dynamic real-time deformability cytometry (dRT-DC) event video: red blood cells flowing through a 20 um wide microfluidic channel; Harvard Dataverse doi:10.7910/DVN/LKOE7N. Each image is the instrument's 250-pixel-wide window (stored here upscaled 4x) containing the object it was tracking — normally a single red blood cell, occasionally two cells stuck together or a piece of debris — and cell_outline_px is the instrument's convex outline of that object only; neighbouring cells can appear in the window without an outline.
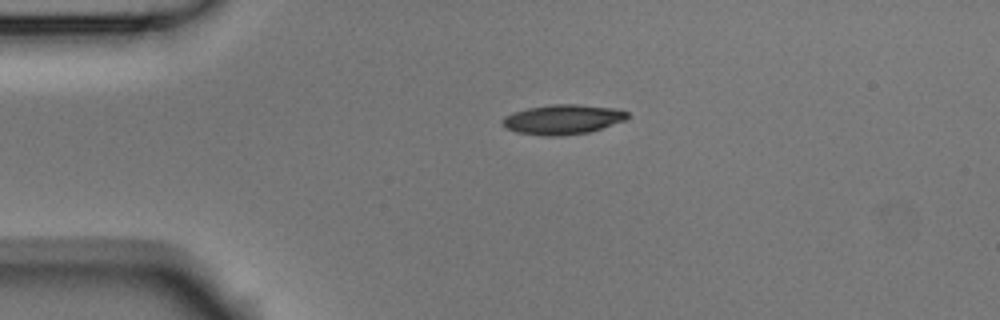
{"species": "Egyptian fruit bat (a non-hibernating species)", "species_latin": "Rousettus aegyptiacus", "temperature_condition": "room temperature", "stored_images_in_passage": 9, "camera_frame_rate_fps": 3000, "um_per_image_px": 0.085, "animal": {"sex": "male"}, "frame": {"image": 1, "passage_image": 9, "time_ms": 2.667, "image_size_px": [1000, 320], "cell_outline_px": [[628, 116], [624, 120], [588, 132], [560, 136], [544, 136], [516, 132], [508, 128], [500, 120], [504, 116], [512, 112], [528, 108], [552, 104], [580, 104], [616, 108], [628, 112]], "centroid_in_image_um": [47.81, 10.14], "position_along_channel_um": 37.2, "area_um2": 21.56}}